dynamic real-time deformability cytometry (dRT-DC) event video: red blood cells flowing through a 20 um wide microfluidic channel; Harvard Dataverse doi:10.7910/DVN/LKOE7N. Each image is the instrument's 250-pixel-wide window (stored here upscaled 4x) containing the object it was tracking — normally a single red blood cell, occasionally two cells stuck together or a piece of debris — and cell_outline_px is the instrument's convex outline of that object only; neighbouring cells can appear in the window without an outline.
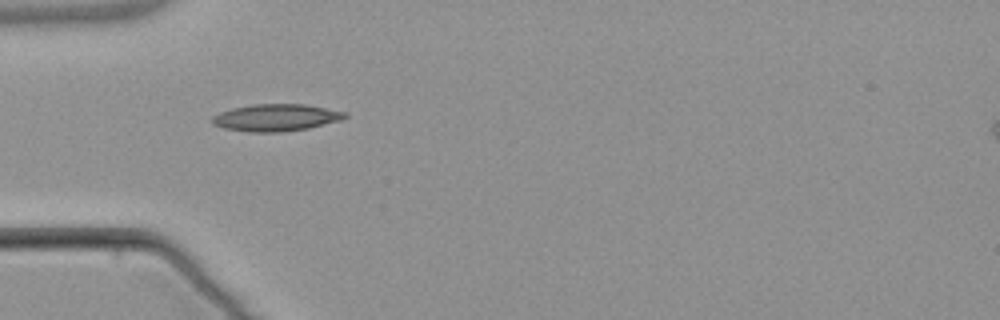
{"species": "common noctule bat (a hibernating species)", "species_latin": "Nyctalus noctula", "temperature_condition": "warm", "stored_images_in_passage": 2, "camera_frame_rate_fps": 3000, "um_per_image_px": 0.085, "animal": {"sex": "male", "body_mass_g": 21.5, "forearm_length_mm": 52.0}, "frame": {"image": 1, "passage_image": 1, "time_ms": 0.0, "image_size_px": [1000, 320], "cell_outline_px": [[348, 116], [340, 120], [308, 128], [280, 132], [248, 132], [224, 128], [212, 124], [212, 116], [220, 112], [232, 108], [252, 104], [304, 104], [348, 112]], "centroid_in_image_um": [23.45, 9.99], "position_along_channel_um": 61.6, "area_um2": 20.92}}
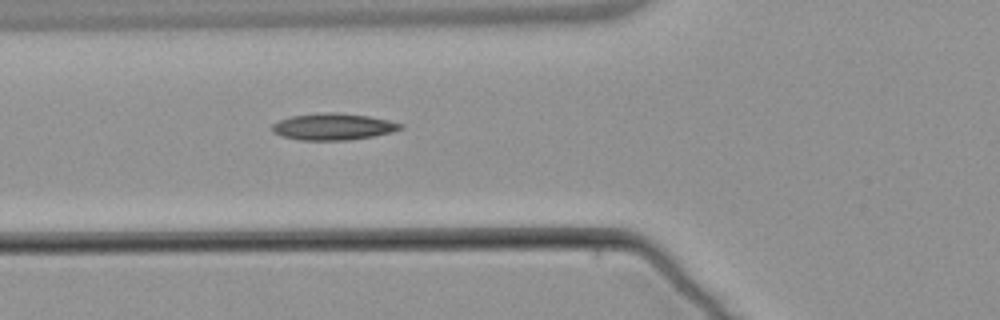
{"frame": {"image": 2, "passage_image": 2, "time_ms": 1.0, "image_size_px": [1000, 320], "cell_outline_px": [[404, 128], [392, 132], [372, 136], [348, 140], [300, 140], [280, 136], [272, 132], [272, 124], [280, 120], [292, 116], [320, 112], [336, 112], [368, 116], [388, 120], [404, 124]], "centroid_in_image_um": [28.31, 10.76], "position_along_channel_um": 97.5, "area_um2": 20.0}}